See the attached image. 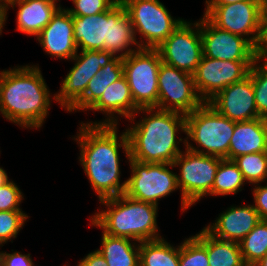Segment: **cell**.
Segmentation results:
<instances>
[{"label": "cell", "mask_w": 267, "mask_h": 266, "mask_svg": "<svg viewBox=\"0 0 267 266\" xmlns=\"http://www.w3.org/2000/svg\"><path fill=\"white\" fill-rule=\"evenodd\" d=\"M76 140L79 161L99 200L125 193L127 180L120 183L119 148L130 158L127 132L117 134V125H87L81 122Z\"/></svg>", "instance_id": "1"}, {"label": "cell", "mask_w": 267, "mask_h": 266, "mask_svg": "<svg viewBox=\"0 0 267 266\" xmlns=\"http://www.w3.org/2000/svg\"><path fill=\"white\" fill-rule=\"evenodd\" d=\"M51 96L37 65L0 71V113L22 128L39 129L43 126Z\"/></svg>", "instance_id": "2"}, {"label": "cell", "mask_w": 267, "mask_h": 266, "mask_svg": "<svg viewBox=\"0 0 267 266\" xmlns=\"http://www.w3.org/2000/svg\"><path fill=\"white\" fill-rule=\"evenodd\" d=\"M137 113H145L137 123L126 128L129 140L130 159L141 163H174L183 151L179 149V142L186 139L179 138V130L185 133L186 115L152 108H140Z\"/></svg>", "instance_id": "3"}, {"label": "cell", "mask_w": 267, "mask_h": 266, "mask_svg": "<svg viewBox=\"0 0 267 266\" xmlns=\"http://www.w3.org/2000/svg\"><path fill=\"white\" fill-rule=\"evenodd\" d=\"M99 201L107 208L94 213L90 222L102 232L137 243L162 238L156 220L158 206L135 200L124 193Z\"/></svg>", "instance_id": "4"}, {"label": "cell", "mask_w": 267, "mask_h": 266, "mask_svg": "<svg viewBox=\"0 0 267 266\" xmlns=\"http://www.w3.org/2000/svg\"><path fill=\"white\" fill-rule=\"evenodd\" d=\"M234 127V121L219 114L209 103L204 102L186 115L185 149L228 160ZM188 139L195 142L198 147L190 144Z\"/></svg>", "instance_id": "5"}, {"label": "cell", "mask_w": 267, "mask_h": 266, "mask_svg": "<svg viewBox=\"0 0 267 266\" xmlns=\"http://www.w3.org/2000/svg\"><path fill=\"white\" fill-rule=\"evenodd\" d=\"M131 20L135 39L139 33L140 48L157 49L184 21L174 19L159 0H120Z\"/></svg>", "instance_id": "6"}, {"label": "cell", "mask_w": 267, "mask_h": 266, "mask_svg": "<svg viewBox=\"0 0 267 266\" xmlns=\"http://www.w3.org/2000/svg\"><path fill=\"white\" fill-rule=\"evenodd\" d=\"M222 158L198 154L186 149L174 160V167L181 168L177 184L181 189V209L186 211L212 190L215 175Z\"/></svg>", "instance_id": "7"}, {"label": "cell", "mask_w": 267, "mask_h": 266, "mask_svg": "<svg viewBox=\"0 0 267 266\" xmlns=\"http://www.w3.org/2000/svg\"><path fill=\"white\" fill-rule=\"evenodd\" d=\"M134 103L139 108L158 105V70L162 63L157 49L139 48L122 59Z\"/></svg>", "instance_id": "8"}, {"label": "cell", "mask_w": 267, "mask_h": 266, "mask_svg": "<svg viewBox=\"0 0 267 266\" xmlns=\"http://www.w3.org/2000/svg\"><path fill=\"white\" fill-rule=\"evenodd\" d=\"M131 176L127 179L125 195L158 206L161 198L179 189L177 173L171 163H141L128 159ZM170 169V170H169Z\"/></svg>", "instance_id": "9"}, {"label": "cell", "mask_w": 267, "mask_h": 266, "mask_svg": "<svg viewBox=\"0 0 267 266\" xmlns=\"http://www.w3.org/2000/svg\"><path fill=\"white\" fill-rule=\"evenodd\" d=\"M263 0H244L226 5H206L204 16L217 28L236 34L256 47L260 35Z\"/></svg>", "instance_id": "10"}, {"label": "cell", "mask_w": 267, "mask_h": 266, "mask_svg": "<svg viewBox=\"0 0 267 266\" xmlns=\"http://www.w3.org/2000/svg\"><path fill=\"white\" fill-rule=\"evenodd\" d=\"M157 109L187 115L199 108L204 101L199 97L193 75L161 63L158 70Z\"/></svg>", "instance_id": "11"}, {"label": "cell", "mask_w": 267, "mask_h": 266, "mask_svg": "<svg viewBox=\"0 0 267 266\" xmlns=\"http://www.w3.org/2000/svg\"><path fill=\"white\" fill-rule=\"evenodd\" d=\"M157 50L164 64L193 75L203 56L200 21H182Z\"/></svg>", "instance_id": "12"}, {"label": "cell", "mask_w": 267, "mask_h": 266, "mask_svg": "<svg viewBox=\"0 0 267 266\" xmlns=\"http://www.w3.org/2000/svg\"><path fill=\"white\" fill-rule=\"evenodd\" d=\"M116 56L105 50H83L71 59L74 66L62 81L54 100L68 111L84 94L89 81Z\"/></svg>", "instance_id": "13"}, {"label": "cell", "mask_w": 267, "mask_h": 266, "mask_svg": "<svg viewBox=\"0 0 267 266\" xmlns=\"http://www.w3.org/2000/svg\"><path fill=\"white\" fill-rule=\"evenodd\" d=\"M254 62L224 61L202 56L193 74L197 94L208 102L219 91L249 76Z\"/></svg>", "instance_id": "14"}, {"label": "cell", "mask_w": 267, "mask_h": 266, "mask_svg": "<svg viewBox=\"0 0 267 266\" xmlns=\"http://www.w3.org/2000/svg\"><path fill=\"white\" fill-rule=\"evenodd\" d=\"M203 56L224 61H256L255 47L244 37L221 30L204 15L200 19Z\"/></svg>", "instance_id": "15"}, {"label": "cell", "mask_w": 267, "mask_h": 266, "mask_svg": "<svg viewBox=\"0 0 267 266\" xmlns=\"http://www.w3.org/2000/svg\"><path fill=\"white\" fill-rule=\"evenodd\" d=\"M207 103L219 114L234 122L248 121L261 117L257 112L252 78L250 76L219 91Z\"/></svg>", "instance_id": "16"}, {"label": "cell", "mask_w": 267, "mask_h": 266, "mask_svg": "<svg viewBox=\"0 0 267 266\" xmlns=\"http://www.w3.org/2000/svg\"><path fill=\"white\" fill-rule=\"evenodd\" d=\"M45 53L59 59L71 60L78 52L74 41L72 15L60 7L51 21L36 36Z\"/></svg>", "instance_id": "17"}, {"label": "cell", "mask_w": 267, "mask_h": 266, "mask_svg": "<svg viewBox=\"0 0 267 266\" xmlns=\"http://www.w3.org/2000/svg\"><path fill=\"white\" fill-rule=\"evenodd\" d=\"M89 109L102 112L106 118L103 121H90L84 124L118 125L119 120L115 114L125 117L132 124L135 120L136 112L140 108L134 103L127 79L123 75L120 79L110 84L102 96Z\"/></svg>", "instance_id": "18"}, {"label": "cell", "mask_w": 267, "mask_h": 266, "mask_svg": "<svg viewBox=\"0 0 267 266\" xmlns=\"http://www.w3.org/2000/svg\"><path fill=\"white\" fill-rule=\"evenodd\" d=\"M260 220L253 205H233L204 228L218 239L239 243Z\"/></svg>", "instance_id": "19"}, {"label": "cell", "mask_w": 267, "mask_h": 266, "mask_svg": "<svg viewBox=\"0 0 267 266\" xmlns=\"http://www.w3.org/2000/svg\"><path fill=\"white\" fill-rule=\"evenodd\" d=\"M18 6L15 30L22 33L37 36L41 30L51 21L53 15L61 7L50 0H10L3 6L5 19L10 7Z\"/></svg>", "instance_id": "20"}, {"label": "cell", "mask_w": 267, "mask_h": 266, "mask_svg": "<svg viewBox=\"0 0 267 266\" xmlns=\"http://www.w3.org/2000/svg\"><path fill=\"white\" fill-rule=\"evenodd\" d=\"M267 152L266 118L235 122L228 160L243 154Z\"/></svg>", "instance_id": "21"}, {"label": "cell", "mask_w": 267, "mask_h": 266, "mask_svg": "<svg viewBox=\"0 0 267 266\" xmlns=\"http://www.w3.org/2000/svg\"><path fill=\"white\" fill-rule=\"evenodd\" d=\"M108 22V52L124 58L140 48L129 15L120 0L108 10ZM132 45L135 46L134 49Z\"/></svg>", "instance_id": "22"}, {"label": "cell", "mask_w": 267, "mask_h": 266, "mask_svg": "<svg viewBox=\"0 0 267 266\" xmlns=\"http://www.w3.org/2000/svg\"><path fill=\"white\" fill-rule=\"evenodd\" d=\"M72 21L78 50L108 51V11L93 16H72Z\"/></svg>", "instance_id": "23"}, {"label": "cell", "mask_w": 267, "mask_h": 266, "mask_svg": "<svg viewBox=\"0 0 267 266\" xmlns=\"http://www.w3.org/2000/svg\"><path fill=\"white\" fill-rule=\"evenodd\" d=\"M122 57L116 56L102 67L88 83L85 94L67 111H89V108L102 96L106 88L120 79L123 74Z\"/></svg>", "instance_id": "24"}, {"label": "cell", "mask_w": 267, "mask_h": 266, "mask_svg": "<svg viewBox=\"0 0 267 266\" xmlns=\"http://www.w3.org/2000/svg\"><path fill=\"white\" fill-rule=\"evenodd\" d=\"M101 247L97 249L107 266H140V243L134 240L102 233Z\"/></svg>", "instance_id": "25"}, {"label": "cell", "mask_w": 267, "mask_h": 266, "mask_svg": "<svg viewBox=\"0 0 267 266\" xmlns=\"http://www.w3.org/2000/svg\"><path fill=\"white\" fill-rule=\"evenodd\" d=\"M140 266H179V245L164 238L140 242Z\"/></svg>", "instance_id": "26"}, {"label": "cell", "mask_w": 267, "mask_h": 266, "mask_svg": "<svg viewBox=\"0 0 267 266\" xmlns=\"http://www.w3.org/2000/svg\"><path fill=\"white\" fill-rule=\"evenodd\" d=\"M209 266H243L239 243L214 237L206 230Z\"/></svg>", "instance_id": "27"}, {"label": "cell", "mask_w": 267, "mask_h": 266, "mask_svg": "<svg viewBox=\"0 0 267 266\" xmlns=\"http://www.w3.org/2000/svg\"><path fill=\"white\" fill-rule=\"evenodd\" d=\"M246 184L238 166L233 160L222 159L217 169L212 190L208 195L225 196L237 194Z\"/></svg>", "instance_id": "28"}, {"label": "cell", "mask_w": 267, "mask_h": 266, "mask_svg": "<svg viewBox=\"0 0 267 266\" xmlns=\"http://www.w3.org/2000/svg\"><path fill=\"white\" fill-rule=\"evenodd\" d=\"M239 246L244 263H258L267 253V220H260Z\"/></svg>", "instance_id": "29"}, {"label": "cell", "mask_w": 267, "mask_h": 266, "mask_svg": "<svg viewBox=\"0 0 267 266\" xmlns=\"http://www.w3.org/2000/svg\"><path fill=\"white\" fill-rule=\"evenodd\" d=\"M179 266H209L205 228L180 243Z\"/></svg>", "instance_id": "30"}, {"label": "cell", "mask_w": 267, "mask_h": 266, "mask_svg": "<svg viewBox=\"0 0 267 266\" xmlns=\"http://www.w3.org/2000/svg\"><path fill=\"white\" fill-rule=\"evenodd\" d=\"M245 182L260 184L267 182V152L243 154L233 159Z\"/></svg>", "instance_id": "31"}, {"label": "cell", "mask_w": 267, "mask_h": 266, "mask_svg": "<svg viewBox=\"0 0 267 266\" xmlns=\"http://www.w3.org/2000/svg\"><path fill=\"white\" fill-rule=\"evenodd\" d=\"M263 61L261 64L260 62ZM258 114L267 118V61L257 59L250 69Z\"/></svg>", "instance_id": "32"}, {"label": "cell", "mask_w": 267, "mask_h": 266, "mask_svg": "<svg viewBox=\"0 0 267 266\" xmlns=\"http://www.w3.org/2000/svg\"><path fill=\"white\" fill-rule=\"evenodd\" d=\"M28 218L22 210L0 211V246L13 242Z\"/></svg>", "instance_id": "33"}, {"label": "cell", "mask_w": 267, "mask_h": 266, "mask_svg": "<svg viewBox=\"0 0 267 266\" xmlns=\"http://www.w3.org/2000/svg\"><path fill=\"white\" fill-rule=\"evenodd\" d=\"M118 0H72L74 7L67 8L72 16H93L108 11Z\"/></svg>", "instance_id": "34"}, {"label": "cell", "mask_w": 267, "mask_h": 266, "mask_svg": "<svg viewBox=\"0 0 267 266\" xmlns=\"http://www.w3.org/2000/svg\"><path fill=\"white\" fill-rule=\"evenodd\" d=\"M24 195L12 180L0 187V211L22 210L19 206Z\"/></svg>", "instance_id": "35"}, {"label": "cell", "mask_w": 267, "mask_h": 266, "mask_svg": "<svg viewBox=\"0 0 267 266\" xmlns=\"http://www.w3.org/2000/svg\"><path fill=\"white\" fill-rule=\"evenodd\" d=\"M255 51L258 59L267 61V0L261 9L260 35Z\"/></svg>", "instance_id": "36"}, {"label": "cell", "mask_w": 267, "mask_h": 266, "mask_svg": "<svg viewBox=\"0 0 267 266\" xmlns=\"http://www.w3.org/2000/svg\"><path fill=\"white\" fill-rule=\"evenodd\" d=\"M252 194L253 207L259 213L261 220H267V183L264 186H261V183L255 184Z\"/></svg>", "instance_id": "37"}, {"label": "cell", "mask_w": 267, "mask_h": 266, "mask_svg": "<svg viewBox=\"0 0 267 266\" xmlns=\"http://www.w3.org/2000/svg\"><path fill=\"white\" fill-rule=\"evenodd\" d=\"M31 254H21L20 252L7 253L0 251V266H32Z\"/></svg>", "instance_id": "38"}, {"label": "cell", "mask_w": 267, "mask_h": 266, "mask_svg": "<svg viewBox=\"0 0 267 266\" xmlns=\"http://www.w3.org/2000/svg\"><path fill=\"white\" fill-rule=\"evenodd\" d=\"M77 266H107L105 258L98 250L88 253Z\"/></svg>", "instance_id": "39"}, {"label": "cell", "mask_w": 267, "mask_h": 266, "mask_svg": "<svg viewBox=\"0 0 267 266\" xmlns=\"http://www.w3.org/2000/svg\"><path fill=\"white\" fill-rule=\"evenodd\" d=\"M244 0H206V5H226L231 3H236Z\"/></svg>", "instance_id": "40"}, {"label": "cell", "mask_w": 267, "mask_h": 266, "mask_svg": "<svg viewBox=\"0 0 267 266\" xmlns=\"http://www.w3.org/2000/svg\"><path fill=\"white\" fill-rule=\"evenodd\" d=\"M10 179L3 167H0V187L7 183Z\"/></svg>", "instance_id": "41"}, {"label": "cell", "mask_w": 267, "mask_h": 266, "mask_svg": "<svg viewBox=\"0 0 267 266\" xmlns=\"http://www.w3.org/2000/svg\"><path fill=\"white\" fill-rule=\"evenodd\" d=\"M5 22V12L3 10V6H0V35L2 34V29L4 28Z\"/></svg>", "instance_id": "42"}, {"label": "cell", "mask_w": 267, "mask_h": 266, "mask_svg": "<svg viewBox=\"0 0 267 266\" xmlns=\"http://www.w3.org/2000/svg\"><path fill=\"white\" fill-rule=\"evenodd\" d=\"M258 266H267V253L266 255L257 263Z\"/></svg>", "instance_id": "43"}, {"label": "cell", "mask_w": 267, "mask_h": 266, "mask_svg": "<svg viewBox=\"0 0 267 266\" xmlns=\"http://www.w3.org/2000/svg\"><path fill=\"white\" fill-rule=\"evenodd\" d=\"M10 0H0V6H4Z\"/></svg>", "instance_id": "44"}, {"label": "cell", "mask_w": 267, "mask_h": 266, "mask_svg": "<svg viewBox=\"0 0 267 266\" xmlns=\"http://www.w3.org/2000/svg\"><path fill=\"white\" fill-rule=\"evenodd\" d=\"M243 266H258L257 263H244Z\"/></svg>", "instance_id": "45"}, {"label": "cell", "mask_w": 267, "mask_h": 266, "mask_svg": "<svg viewBox=\"0 0 267 266\" xmlns=\"http://www.w3.org/2000/svg\"><path fill=\"white\" fill-rule=\"evenodd\" d=\"M266 137H267V118H266Z\"/></svg>", "instance_id": "46"}, {"label": "cell", "mask_w": 267, "mask_h": 266, "mask_svg": "<svg viewBox=\"0 0 267 266\" xmlns=\"http://www.w3.org/2000/svg\"><path fill=\"white\" fill-rule=\"evenodd\" d=\"M50 1H53V2L57 3V1H60V0H50Z\"/></svg>", "instance_id": "47"}]
</instances>
